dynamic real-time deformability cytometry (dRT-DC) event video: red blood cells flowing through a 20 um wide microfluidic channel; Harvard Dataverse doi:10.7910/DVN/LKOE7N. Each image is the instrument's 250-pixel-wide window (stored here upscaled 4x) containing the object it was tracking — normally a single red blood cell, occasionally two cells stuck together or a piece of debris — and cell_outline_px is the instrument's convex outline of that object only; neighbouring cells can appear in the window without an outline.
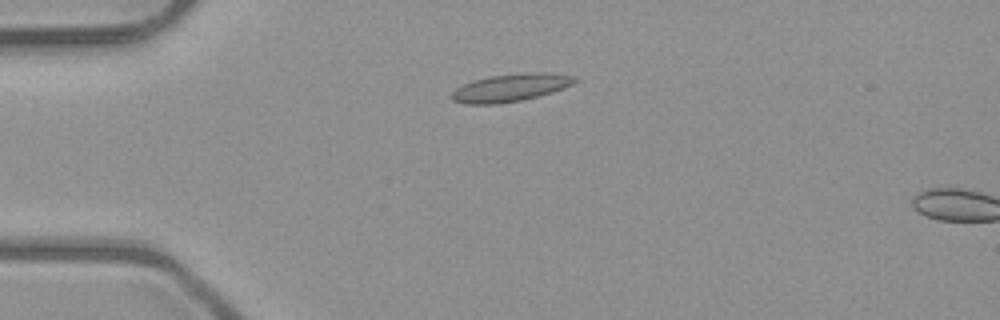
{"species": "common noctule bat (a hibernating species)", "species_latin": "Nyctalus noctula", "temperature_condition": "room temperature", "stored_images_in_passage": 5, "camera_frame_rate_fps": 3000, "um_per_image_px": 0.085, "animal": {"sex": "male", "body_mass_g": 23.1, "forearm_length_mm": 52.7}, "frame": {"image": 1, "passage_image": 4, "time_ms": 3.333, "image_size_px": [1000, 320], "cell_outline_px": [[580, 80], [564, 88], [552, 92], [520, 100], [500, 104], [464, 104], [452, 100], [452, 92], [456, 88], [472, 80], [488, 76], [524, 72], [552, 72], [576, 76]], "centroid_in_image_um": [43.43, 7.43], "position_along_channel_um": 41.6, "area_um2": 20.11}}